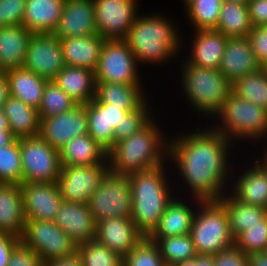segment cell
<instances>
[{
	"label": "cell",
	"instance_id": "1",
	"mask_svg": "<svg viewBox=\"0 0 267 266\" xmlns=\"http://www.w3.org/2000/svg\"><path fill=\"white\" fill-rule=\"evenodd\" d=\"M193 129L169 136L168 162L173 176L176 175L175 193L203 201L219 200L228 192L233 168L240 165L239 160L236 163L230 158L235 156V145L211 125Z\"/></svg>",
	"mask_w": 267,
	"mask_h": 266
},
{
	"label": "cell",
	"instance_id": "2",
	"mask_svg": "<svg viewBox=\"0 0 267 266\" xmlns=\"http://www.w3.org/2000/svg\"><path fill=\"white\" fill-rule=\"evenodd\" d=\"M145 13L140 12L125 38L139 66L152 64L155 68L159 64L164 68L174 60L178 62L176 59L181 58V51L186 48L180 24L164 12Z\"/></svg>",
	"mask_w": 267,
	"mask_h": 266
},
{
	"label": "cell",
	"instance_id": "3",
	"mask_svg": "<svg viewBox=\"0 0 267 266\" xmlns=\"http://www.w3.org/2000/svg\"><path fill=\"white\" fill-rule=\"evenodd\" d=\"M156 117L154 115L137 132L115 143L108 152L111 172L130 175L160 167L168 162L170 134L167 135L163 131L165 128L156 121Z\"/></svg>",
	"mask_w": 267,
	"mask_h": 266
},
{
	"label": "cell",
	"instance_id": "4",
	"mask_svg": "<svg viewBox=\"0 0 267 266\" xmlns=\"http://www.w3.org/2000/svg\"><path fill=\"white\" fill-rule=\"evenodd\" d=\"M168 165L167 162L160 167L128 175L132 193L131 218L144 237L154 232L168 203L176 195Z\"/></svg>",
	"mask_w": 267,
	"mask_h": 266
},
{
	"label": "cell",
	"instance_id": "5",
	"mask_svg": "<svg viewBox=\"0 0 267 266\" xmlns=\"http://www.w3.org/2000/svg\"><path fill=\"white\" fill-rule=\"evenodd\" d=\"M180 65V89L183 101L196 116L213 119L221 110L225 100L232 92V83L218 70L198 67L190 64L184 57ZM189 105V106H188Z\"/></svg>",
	"mask_w": 267,
	"mask_h": 266
},
{
	"label": "cell",
	"instance_id": "6",
	"mask_svg": "<svg viewBox=\"0 0 267 266\" xmlns=\"http://www.w3.org/2000/svg\"><path fill=\"white\" fill-rule=\"evenodd\" d=\"M209 122L215 131L224 135L234 145L248 142L267 145V110L230 93L221 110ZM214 122V123H213ZM256 141V142H255ZM262 141V142H261ZM250 142V143H249ZM253 143V144H252Z\"/></svg>",
	"mask_w": 267,
	"mask_h": 266
},
{
	"label": "cell",
	"instance_id": "7",
	"mask_svg": "<svg viewBox=\"0 0 267 266\" xmlns=\"http://www.w3.org/2000/svg\"><path fill=\"white\" fill-rule=\"evenodd\" d=\"M190 235L199 255H215L234 245L228 214L218 200L202 201L197 206Z\"/></svg>",
	"mask_w": 267,
	"mask_h": 266
},
{
	"label": "cell",
	"instance_id": "8",
	"mask_svg": "<svg viewBox=\"0 0 267 266\" xmlns=\"http://www.w3.org/2000/svg\"><path fill=\"white\" fill-rule=\"evenodd\" d=\"M140 71L139 63L125 40L104 41L94 71L96 82L145 84Z\"/></svg>",
	"mask_w": 267,
	"mask_h": 266
},
{
	"label": "cell",
	"instance_id": "9",
	"mask_svg": "<svg viewBox=\"0 0 267 266\" xmlns=\"http://www.w3.org/2000/svg\"><path fill=\"white\" fill-rule=\"evenodd\" d=\"M87 205L96 223L110 218L131 217L132 193L128 175L109 170Z\"/></svg>",
	"mask_w": 267,
	"mask_h": 266
},
{
	"label": "cell",
	"instance_id": "10",
	"mask_svg": "<svg viewBox=\"0 0 267 266\" xmlns=\"http://www.w3.org/2000/svg\"><path fill=\"white\" fill-rule=\"evenodd\" d=\"M22 183H57L61 172L59 150L40 135L20 138Z\"/></svg>",
	"mask_w": 267,
	"mask_h": 266
},
{
	"label": "cell",
	"instance_id": "11",
	"mask_svg": "<svg viewBox=\"0 0 267 266\" xmlns=\"http://www.w3.org/2000/svg\"><path fill=\"white\" fill-rule=\"evenodd\" d=\"M21 241L38 254L44 264L77 253V245L53 221L26 219Z\"/></svg>",
	"mask_w": 267,
	"mask_h": 266
},
{
	"label": "cell",
	"instance_id": "12",
	"mask_svg": "<svg viewBox=\"0 0 267 266\" xmlns=\"http://www.w3.org/2000/svg\"><path fill=\"white\" fill-rule=\"evenodd\" d=\"M139 0H93L96 27L104 40H125L136 21Z\"/></svg>",
	"mask_w": 267,
	"mask_h": 266
},
{
	"label": "cell",
	"instance_id": "13",
	"mask_svg": "<svg viewBox=\"0 0 267 266\" xmlns=\"http://www.w3.org/2000/svg\"><path fill=\"white\" fill-rule=\"evenodd\" d=\"M109 170V164L61 165L57 185L63 201L88 204L90 196Z\"/></svg>",
	"mask_w": 267,
	"mask_h": 266
},
{
	"label": "cell",
	"instance_id": "14",
	"mask_svg": "<svg viewBox=\"0 0 267 266\" xmlns=\"http://www.w3.org/2000/svg\"><path fill=\"white\" fill-rule=\"evenodd\" d=\"M60 40L53 33L32 34L23 67L50 81L65 67Z\"/></svg>",
	"mask_w": 267,
	"mask_h": 266
},
{
	"label": "cell",
	"instance_id": "15",
	"mask_svg": "<svg viewBox=\"0 0 267 266\" xmlns=\"http://www.w3.org/2000/svg\"><path fill=\"white\" fill-rule=\"evenodd\" d=\"M87 133L88 118L84 105H77L68 112L40 119L39 135L57 150L73 138Z\"/></svg>",
	"mask_w": 267,
	"mask_h": 266
},
{
	"label": "cell",
	"instance_id": "16",
	"mask_svg": "<svg viewBox=\"0 0 267 266\" xmlns=\"http://www.w3.org/2000/svg\"><path fill=\"white\" fill-rule=\"evenodd\" d=\"M21 188L26 219L53 221L63 202L57 183H22Z\"/></svg>",
	"mask_w": 267,
	"mask_h": 266
},
{
	"label": "cell",
	"instance_id": "17",
	"mask_svg": "<svg viewBox=\"0 0 267 266\" xmlns=\"http://www.w3.org/2000/svg\"><path fill=\"white\" fill-rule=\"evenodd\" d=\"M247 164L248 161L246 166H243L245 168L242 165L239 166L238 174L235 172L236 167L233 169L228 192L236 200L245 204L267 209V177L265 172L254 161Z\"/></svg>",
	"mask_w": 267,
	"mask_h": 266
},
{
	"label": "cell",
	"instance_id": "18",
	"mask_svg": "<svg viewBox=\"0 0 267 266\" xmlns=\"http://www.w3.org/2000/svg\"><path fill=\"white\" fill-rule=\"evenodd\" d=\"M93 0H65L63 13L53 32L59 40L97 34Z\"/></svg>",
	"mask_w": 267,
	"mask_h": 266
},
{
	"label": "cell",
	"instance_id": "19",
	"mask_svg": "<svg viewBox=\"0 0 267 266\" xmlns=\"http://www.w3.org/2000/svg\"><path fill=\"white\" fill-rule=\"evenodd\" d=\"M143 237L131 217L110 218L96 223L95 239L123 258Z\"/></svg>",
	"mask_w": 267,
	"mask_h": 266
},
{
	"label": "cell",
	"instance_id": "20",
	"mask_svg": "<svg viewBox=\"0 0 267 266\" xmlns=\"http://www.w3.org/2000/svg\"><path fill=\"white\" fill-rule=\"evenodd\" d=\"M53 222L77 246L95 239L96 222L87 204L63 201Z\"/></svg>",
	"mask_w": 267,
	"mask_h": 266
},
{
	"label": "cell",
	"instance_id": "21",
	"mask_svg": "<svg viewBox=\"0 0 267 266\" xmlns=\"http://www.w3.org/2000/svg\"><path fill=\"white\" fill-rule=\"evenodd\" d=\"M202 201L195 197L186 198L185 196L180 197L179 194L175 195L163 212L157 228L149 237H170L190 234L197 206Z\"/></svg>",
	"mask_w": 267,
	"mask_h": 266
},
{
	"label": "cell",
	"instance_id": "22",
	"mask_svg": "<svg viewBox=\"0 0 267 266\" xmlns=\"http://www.w3.org/2000/svg\"><path fill=\"white\" fill-rule=\"evenodd\" d=\"M84 106L87 109L88 134L109 152L114 147V129L128 112L113 104L98 103L94 100Z\"/></svg>",
	"mask_w": 267,
	"mask_h": 266
},
{
	"label": "cell",
	"instance_id": "23",
	"mask_svg": "<svg viewBox=\"0 0 267 266\" xmlns=\"http://www.w3.org/2000/svg\"><path fill=\"white\" fill-rule=\"evenodd\" d=\"M185 59L198 67L218 69L225 51L227 36L216 30H193ZM189 50V51H188Z\"/></svg>",
	"mask_w": 267,
	"mask_h": 266
},
{
	"label": "cell",
	"instance_id": "24",
	"mask_svg": "<svg viewBox=\"0 0 267 266\" xmlns=\"http://www.w3.org/2000/svg\"><path fill=\"white\" fill-rule=\"evenodd\" d=\"M262 68L247 37L227 38L225 51L218 70L233 83Z\"/></svg>",
	"mask_w": 267,
	"mask_h": 266
},
{
	"label": "cell",
	"instance_id": "25",
	"mask_svg": "<svg viewBox=\"0 0 267 266\" xmlns=\"http://www.w3.org/2000/svg\"><path fill=\"white\" fill-rule=\"evenodd\" d=\"M25 223L21 184L0 183V232L21 238Z\"/></svg>",
	"mask_w": 267,
	"mask_h": 266
},
{
	"label": "cell",
	"instance_id": "26",
	"mask_svg": "<svg viewBox=\"0 0 267 266\" xmlns=\"http://www.w3.org/2000/svg\"><path fill=\"white\" fill-rule=\"evenodd\" d=\"M104 41L98 33L61 39L65 65L95 71Z\"/></svg>",
	"mask_w": 267,
	"mask_h": 266
},
{
	"label": "cell",
	"instance_id": "27",
	"mask_svg": "<svg viewBox=\"0 0 267 266\" xmlns=\"http://www.w3.org/2000/svg\"><path fill=\"white\" fill-rule=\"evenodd\" d=\"M64 5L65 0H26L22 25L32 34L53 33Z\"/></svg>",
	"mask_w": 267,
	"mask_h": 266
},
{
	"label": "cell",
	"instance_id": "28",
	"mask_svg": "<svg viewBox=\"0 0 267 266\" xmlns=\"http://www.w3.org/2000/svg\"><path fill=\"white\" fill-rule=\"evenodd\" d=\"M53 81L78 105H85L95 98L96 80L90 69L65 66Z\"/></svg>",
	"mask_w": 267,
	"mask_h": 266
},
{
	"label": "cell",
	"instance_id": "29",
	"mask_svg": "<svg viewBox=\"0 0 267 266\" xmlns=\"http://www.w3.org/2000/svg\"><path fill=\"white\" fill-rule=\"evenodd\" d=\"M32 33L22 24L0 27V69L5 72L24 65Z\"/></svg>",
	"mask_w": 267,
	"mask_h": 266
},
{
	"label": "cell",
	"instance_id": "30",
	"mask_svg": "<svg viewBox=\"0 0 267 266\" xmlns=\"http://www.w3.org/2000/svg\"><path fill=\"white\" fill-rule=\"evenodd\" d=\"M145 84L125 85L120 83L96 82L94 101L113 104L127 112L138 109L147 99Z\"/></svg>",
	"mask_w": 267,
	"mask_h": 266
},
{
	"label": "cell",
	"instance_id": "31",
	"mask_svg": "<svg viewBox=\"0 0 267 266\" xmlns=\"http://www.w3.org/2000/svg\"><path fill=\"white\" fill-rule=\"evenodd\" d=\"M61 165L93 166L109 164L108 152L87 133L77 136L66 143L60 150Z\"/></svg>",
	"mask_w": 267,
	"mask_h": 266
},
{
	"label": "cell",
	"instance_id": "32",
	"mask_svg": "<svg viewBox=\"0 0 267 266\" xmlns=\"http://www.w3.org/2000/svg\"><path fill=\"white\" fill-rule=\"evenodd\" d=\"M3 112L9 130L16 139L39 135L40 117L37 108L10 96L4 103Z\"/></svg>",
	"mask_w": 267,
	"mask_h": 266
},
{
	"label": "cell",
	"instance_id": "33",
	"mask_svg": "<svg viewBox=\"0 0 267 266\" xmlns=\"http://www.w3.org/2000/svg\"><path fill=\"white\" fill-rule=\"evenodd\" d=\"M5 72L9 79L10 96L38 109L48 80L24 67L9 69Z\"/></svg>",
	"mask_w": 267,
	"mask_h": 266
},
{
	"label": "cell",
	"instance_id": "34",
	"mask_svg": "<svg viewBox=\"0 0 267 266\" xmlns=\"http://www.w3.org/2000/svg\"><path fill=\"white\" fill-rule=\"evenodd\" d=\"M218 201L226 209L234 239L248 227L258 224L267 215V209L236 200L229 192Z\"/></svg>",
	"mask_w": 267,
	"mask_h": 266
},
{
	"label": "cell",
	"instance_id": "35",
	"mask_svg": "<svg viewBox=\"0 0 267 266\" xmlns=\"http://www.w3.org/2000/svg\"><path fill=\"white\" fill-rule=\"evenodd\" d=\"M252 28L247 5L223 1L216 31L228 38L247 37Z\"/></svg>",
	"mask_w": 267,
	"mask_h": 266
},
{
	"label": "cell",
	"instance_id": "36",
	"mask_svg": "<svg viewBox=\"0 0 267 266\" xmlns=\"http://www.w3.org/2000/svg\"><path fill=\"white\" fill-rule=\"evenodd\" d=\"M232 93L267 110V71L264 67L236 79Z\"/></svg>",
	"mask_w": 267,
	"mask_h": 266
},
{
	"label": "cell",
	"instance_id": "37",
	"mask_svg": "<svg viewBox=\"0 0 267 266\" xmlns=\"http://www.w3.org/2000/svg\"><path fill=\"white\" fill-rule=\"evenodd\" d=\"M224 0H192L184 9V19L194 30H215ZM193 26V27H192Z\"/></svg>",
	"mask_w": 267,
	"mask_h": 266
},
{
	"label": "cell",
	"instance_id": "38",
	"mask_svg": "<svg viewBox=\"0 0 267 266\" xmlns=\"http://www.w3.org/2000/svg\"><path fill=\"white\" fill-rule=\"evenodd\" d=\"M159 246L161 256L166 266H174L177 262L197 255L190 234L170 237H149Z\"/></svg>",
	"mask_w": 267,
	"mask_h": 266
},
{
	"label": "cell",
	"instance_id": "39",
	"mask_svg": "<svg viewBox=\"0 0 267 266\" xmlns=\"http://www.w3.org/2000/svg\"><path fill=\"white\" fill-rule=\"evenodd\" d=\"M82 266H123V257L96 239L77 246Z\"/></svg>",
	"mask_w": 267,
	"mask_h": 266
},
{
	"label": "cell",
	"instance_id": "40",
	"mask_svg": "<svg viewBox=\"0 0 267 266\" xmlns=\"http://www.w3.org/2000/svg\"><path fill=\"white\" fill-rule=\"evenodd\" d=\"M78 104L73 101L53 80L47 81L38 108L40 119L72 110Z\"/></svg>",
	"mask_w": 267,
	"mask_h": 266
},
{
	"label": "cell",
	"instance_id": "41",
	"mask_svg": "<svg viewBox=\"0 0 267 266\" xmlns=\"http://www.w3.org/2000/svg\"><path fill=\"white\" fill-rule=\"evenodd\" d=\"M0 183L22 184L19 139L0 147Z\"/></svg>",
	"mask_w": 267,
	"mask_h": 266
},
{
	"label": "cell",
	"instance_id": "42",
	"mask_svg": "<svg viewBox=\"0 0 267 266\" xmlns=\"http://www.w3.org/2000/svg\"><path fill=\"white\" fill-rule=\"evenodd\" d=\"M123 266L166 265L156 242L149 237H143V239L123 258Z\"/></svg>",
	"mask_w": 267,
	"mask_h": 266
},
{
	"label": "cell",
	"instance_id": "43",
	"mask_svg": "<svg viewBox=\"0 0 267 266\" xmlns=\"http://www.w3.org/2000/svg\"><path fill=\"white\" fill-rule=\"evenodd\" d=\"M148 99L136 110L128 112L122 117L119 125L114 129V145L116 142L129 137L141 129L156 113L158 108L151 109ZM153 110H155L153 112Z\"/></svg>",
	"mask_w": 267,
	"mask_h": 266
},
{
	"label": "cell",
	"instance_id": "44",
	"mask_svg": "<svg viewBox=\"0 0 267 266\" xmlns=\"http://www.w3.org/2000/svg\"><path fill=\"white\" fill-rule=\"evenodd\" d=\"M234 245L246 254L267 250V215L234 239Z\"/></svg>",
	"mask_w": 267,
	"mask_h": 266
},
{
	"label": "cell",
	"instance_id": "45",
	"mask_svg": "<svg viewBox=\"0 0 267 266\" xmlns=\"http://www.w3.org/2000/svg\"><path fill=\"white\" fill-rule=\"evenodd\" d=\"M26 0H0V27L21 25Z\"/></svg>",
	"mask_w": 267,
	"mask_h": 266
},
{
	"label": "cell",
	"instance_id": "46",
	"mask_svg": "<svg viewBox=\"0 0 267 266\" xmlns=\"http://www.w3.org/2000/svg\"><path fill=\"white\" fill-rule=\"evenodd\" d=\"M256 59L262 67L267 65V25L255 26L247 36Z\"/></svg>",
	"mask_w": 267,
	"mask_h": 266
},
{
	"label": "cell",
	"instance_id": "47",
	"mask_svg": "<svg viewBox=\"0 0 267 266\" xmlns=\"http://www.w3.org/2000/svg\"><path fill=\"white\" fill-rule=\"evenodd\" d=\"M7 266H44L40 256L20 241L13 249Z\"/></svg>",
	"mask_w": 267,
	"mask_h": 266
},
{
	"label": "cell",
	"instance_id": "48",
	"mask_svg": "<svg viewBox=\"0 0 267 266\" xmlns=\"http://www.w3.org/2000/svg\"><path fill=\"white\" fill-rule=\"evenodd\" d=\"M214 266H248V254L235 245L213 255Z\"/></svg>",
	"mask_w": 267,
	"mask_h": 266
},
{
	"label": "cell",
	"instance_id": "49",
	"mask_svg": "<svg viewBox=\"0 0 267 266\" xmlns=\"http://www.w3.org/2000/svg\"><path fill=\"white\" fill-rule=\"evenodd\" d=\"M247 7L253 27L267 25V0H250Z\"/></svg>",
	"mask_w": 267,
	"mask_h": 266
},
{
	"label": "cell",
	"instance_id": "50",
	"mask_svg": "<svg viewBox=\"0 0 267 266\" xmlns=\"http://www.w3.org/2000/svg\"><path fill=\"white\" fill-rule=\"evenodd\" d=\"M21 238L9 233L0 232V266H7L14 247Z\"/></svg>",
	"mask_w": 267,
	"mask_h": 266
},
{
	"label": "cell",
	"instance_id": "51",
	"mask_svg": "<svg viewBox=\"0 0 267 266\" xmlns=\"http://www.w3.org/2000/svg\"><path fill=\"white\" fill-rule=\"evenodd\" d=\"M174 266H214L213 255H199L177 262Z\"/></svg>",
	"mask_w": 267,
	"mask_h": 266
},
{
	"label": "cell",
	"instance_id": "52",
	"mask_svg": "<svg viewBox=\"0 0 267 266\" xmlns=\"http://www.w3.org/2000/svg\"><path fill=\"white\" fill-rule=\"evenodd\" d=\"M10 97L9 79L6 72L0 73V109H3L4 103Z\"/></svg>",
	"mask_w": 267,
	"mask_h": 266
},
{
	"label": "cell",
	"instance_id": "53",
	"mask_svg": "<svg viewBox=\"0 0 267 266\" xmlns=\"http://www.w3.org/2000/svg\"><path fill=\"white\" fill-rule=\"evenodd\" d=\"M44 266H82V262L78 254L67 258L57 259L51 262H48L47 264H44Z\"/></svg>",
	"mask_w": 267,
	"mask_h": 266
},
{
	"label": "cell",
	"instance_id": "54",
	"mask_svg": "<svg viewBox=\"0 0 267 266\" xmlns=\"http://www.w3.org/2000/svg\"><path fill=\"white\" fill-rule=\"evenodd\" d=\"M248 266H267V252H254L248 254Z\"/></svg>",
	"mask_w": 267,
	"mask_h": 266
},
{
	"label": "cell",
	"instance_id": "55",
	"mask_svg": "<svg viewBox=\"0 0 267 266\" xmlns=\"http://www.w3.org/2000/svg\"><path fill=\"white\" fill-rule=\"evenodd\" d=\"M15 139L11 131H0V147L10 145Z\"/></svg>",
	"mask_w": 267,
	"mask_h": 266
},
{
	"label": "cell",
	"instance_id": "56",
	"mask_svg": "<svg viewBox=\"0 0 267 266\" xmlns=\"http://www.w3.org/2000/svg\"><path fill=\"white\" fill-rule=\"evenodd\" d=\"M254 162L265 172V175L267 177V152L265 150H262L259 156H256Z\"/></svg>",
	"mask_w": 267,
	"mask_h": 266
},
{
	"label": "cell",
	"instance_id": "57",
	"mask_svg": "<svg viewBox=\"0 0 267 266\" xmlns=\"http://www.w3.org/2000/svg\"><path fill=\"white\" fill-rule=\"evenodd\" d=\"M0 131H10L8 120L3 112V109H0Z\"/></svg>",
	"mask_w": 267,
	"mask_h": 266
},
{
	"label": "cell",
	"instance_id": "58",
	"mask_svg": "<svg viewBox=\"0 0 267 266\" xmlns=\"http://www.w3.org/2000/svg\"><path fill=\"white\" fill-rule=\"evenodd\" d=\"M225 1H232V2H235V3H241V4H244V5H247L250 0H225Z\"/></svg>",
	"mask_w": 267,
	"mask_h": 266
},
{
	"label": "cell",
	"instance_id": "59",
	"mask_svg": "<svg viewBox=\"0 0 267 266\" xmlns=\"http://www.w3.org/2000/svg\"><path fill=\"white\" fill-rule=\"evenodd\" d=\"M182 1V2H181ZM192 0H180L181 3H183L184 7L185 8Z\"/></svg>",
	"mask_w": 267,
	"mask_h": 266
},
{
	"label": "cell",
	"instance_id": "60",
	"mask_svg": "<svg viewBox=\"0 0 267 266\" xmlns=\"http://www.w3.org/2000/svg\"><path fill=\"white\" fill-rule=\"evenodd\" d=\"M263 149L267 152V145L265 147H263Z\"/></svg>",
	"mask_w": 267,
	"mask_h": 266
}]
</instances>
